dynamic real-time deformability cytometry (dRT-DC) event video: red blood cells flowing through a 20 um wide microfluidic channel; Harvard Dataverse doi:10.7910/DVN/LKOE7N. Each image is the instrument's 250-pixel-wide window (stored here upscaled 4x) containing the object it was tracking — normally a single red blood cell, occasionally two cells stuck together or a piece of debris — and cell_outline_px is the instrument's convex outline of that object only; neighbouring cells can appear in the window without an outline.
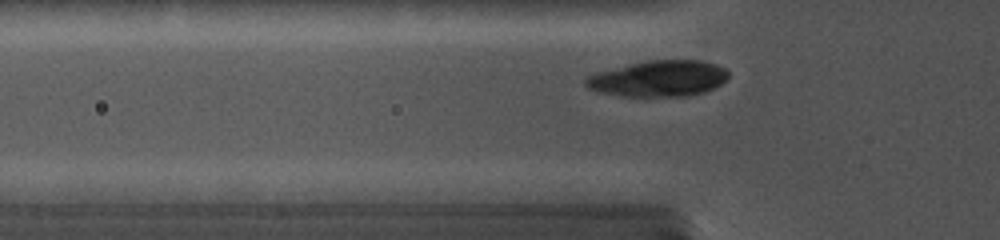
{"species": "common noctule bat (a hibernating species)", "species_latin": "Nyctalus noctula", "temperature_condition": "cold", "stored_images_in_passage": 28, "camera_frame_rate_fps": 5000, "um_per_image_px": 0.085, "animal": {"sex": "female", "body_mass_g": 19.0, "forearm_length_mm": 56.7}, "frame": {"image": 1, "passage_image": 5, "time_ms": 1.6, "image_size_px": [1000, 240], "cell_outline_px": [[728, 76], [720, 84], [704, 92], [684, 96], [624, 96], [596, 92], [588, 88], [584, 84], [584, 80], [588, 76], [596, 72], [628, 64], [648, 60], [700, 60], [716, 64], [724, 68], [728, 72]], "centroid_in_image_um": [55.93, 6.67], "position_along_channel_um": 69.9, "area_um2": 29.94}}
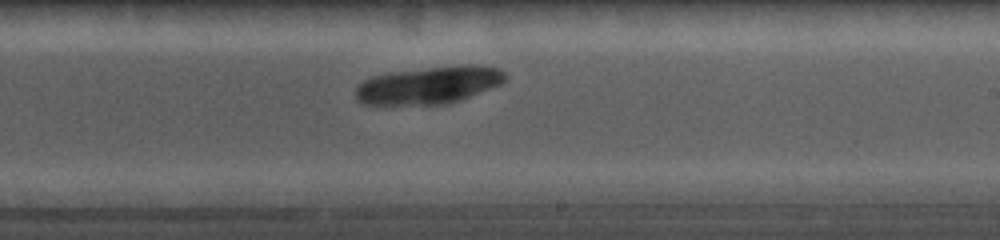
{"frame": {"image": 2, "passage_image": 16, "time_ms": 6.4, "image_size_px": [1000, 240], "cell_outline_px": [[508, 80], [500, 84], [452, 104], [364, 104], [356, 100], [356, 88], [364, 80], [372, 76], [388, 72], [460, 64], [480, 64], [500, 68], [508, 76]], "centroid_in_image_um": [36.52, 7.21], "position_along_channel_um": 252.5, "area_um2": 33.12}}
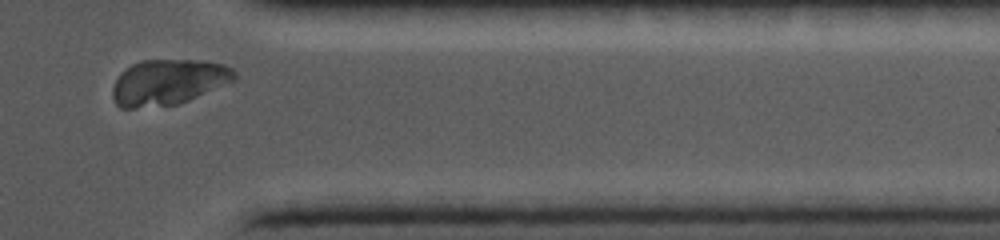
{"frame": {"image": 3, "passage_image": 25, "time_ms": 10.2, "image_size_px": [1000, 240], "cell_outline_px": [[236, 76], [232, 80], [180, 104], [132, 108], [120, 108], [116, 104], [112, 96], [112, 88], [120, 72], [124, 68], [140, 60], [200, 60], [224, 64], [232, 68], [236, 72]], "centroid_in_image_um": [14.25, 6.97], "position_along_channel_um": 397.2, "area_um2": 32.25}}